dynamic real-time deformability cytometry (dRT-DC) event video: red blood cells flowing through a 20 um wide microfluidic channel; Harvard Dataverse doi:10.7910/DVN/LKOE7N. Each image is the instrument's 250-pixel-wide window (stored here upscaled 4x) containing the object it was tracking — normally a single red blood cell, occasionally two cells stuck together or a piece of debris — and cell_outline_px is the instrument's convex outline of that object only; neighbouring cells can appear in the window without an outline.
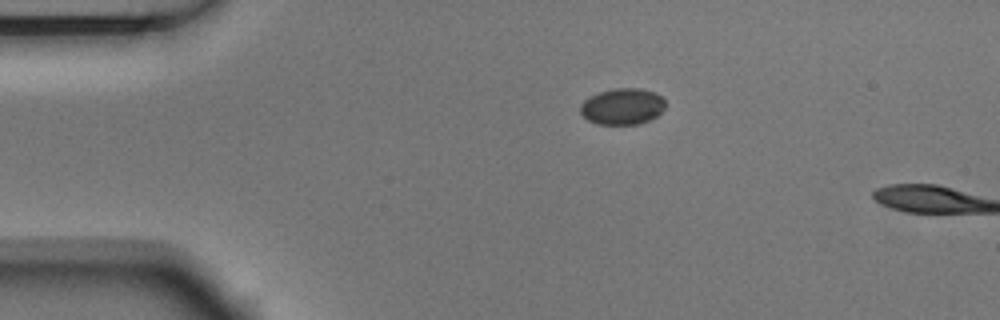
{"species": "Egyptian fruit bat (a non-hibernating species)", "species_latin": "Rousettus aegyptiacus", "temperature_condition": "room temperature", "stored_images_in_passage": 2, "camera_frame_rate_fps": 3000, "um_per_image_px": 0.085, "animal": {"sex": "male"}, "frame": {"image": 1, "passage_image": 1, "time_ms": 0.0, "image_size_px": [1000, 320], "cell_outline_px": [[664, 108], [652, 120], [640, 124], [596, 124], [588, 120], [580, 112], [580, 104], [588, 96], [600, 92], [616, 88], [640, 88], [652, 92], [660, 96], [664, 100]], "centroid_in_image_um": [52.88, 9.06], "position_along_channel_um": 32.1, "area_um2": 17.98}}